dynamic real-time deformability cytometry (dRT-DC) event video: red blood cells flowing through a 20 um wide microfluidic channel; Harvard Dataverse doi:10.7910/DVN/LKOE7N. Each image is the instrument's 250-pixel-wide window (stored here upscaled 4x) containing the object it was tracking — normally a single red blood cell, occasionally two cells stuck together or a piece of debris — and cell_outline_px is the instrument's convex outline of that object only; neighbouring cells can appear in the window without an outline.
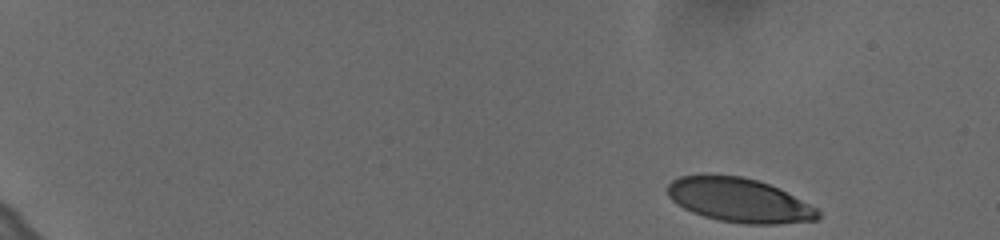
{"species": "human", "species_latin": "Homo sapiens", "temperature_condition": "cold", "stored_images_in_passage": 53, "camera_frame_rate_fps": 3000, "um_per_image_px": 0.085, "donor": {"sex": "female"}, "frame": {"image": 1, "passage_image": 1, "time_ms": 0.0, "image_size_px": [1000, 240], "cell_outline_px": [[820, 220], [776, 224], [744, 224], [720, 220], [704, 216], [692, 212], [684, 208], [672, 200], [668, 196], [668, 184], [672, 180], [680, 176], [740, 176], [756, 180], [780, 188], [816, 208], [820, 212]], "centroid_in_image_um": [62.87, 17.04], "position_along_channel_um": 22.1, "area_um2": 38.26}}
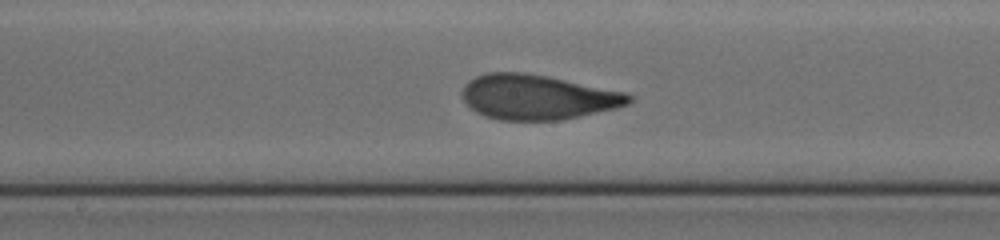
{"frame": {"image": 2, "passage_image": 29, "time_ms": 9.333, "image_size_px": [1000, 240], "cell_outline_px": [[632, 100], [628, 104], [616, 108], [580, 116], [560, 120], [500, 120], [484, 116], [476, 112], [464, 100], [460, 92], [464, 84], [468, 80], [476, 76], [488, 72], [524, 72], [548, 76], [624, 92], [632, 96]], "centroid_in_image_um": [45.64, 8.25], "position_along_channel_um": 202.6, "area_um2": 43.58}}
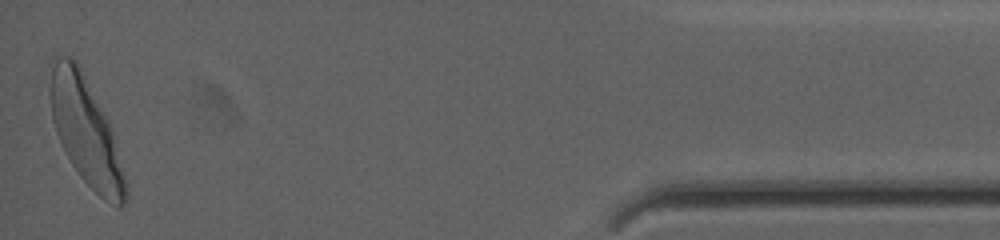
{"frame": {"image": 3, "passage_image": 53, "time_ms": 17.333, "image_size_px": [1000, 240], "cell_outline_px": [[128, 196], [124, 204], [120, 208], [104, 200], [80, 176], [72, 164], [56, 132], [52, 120], [52, 68], [56, 56], [72, 56], [80, 64], [112, 128], [124, 176]], "centroid_in_image_um": [7.33, 11.17], "position_along_channel_um": 427.9, "area_um2": 46.01}, "authors_computed_cell_mechanics": {"area_um2": 42.4252, "velocity_mm_per_s": 3.6104, "shape_relaxation_time_tau1_ms": 3.2975, "shape_relaxation_time_tau2_ms": 0.8965, "deformation_change_tau1": 0.1799, "deformation_change_tau2": 0.0766}}